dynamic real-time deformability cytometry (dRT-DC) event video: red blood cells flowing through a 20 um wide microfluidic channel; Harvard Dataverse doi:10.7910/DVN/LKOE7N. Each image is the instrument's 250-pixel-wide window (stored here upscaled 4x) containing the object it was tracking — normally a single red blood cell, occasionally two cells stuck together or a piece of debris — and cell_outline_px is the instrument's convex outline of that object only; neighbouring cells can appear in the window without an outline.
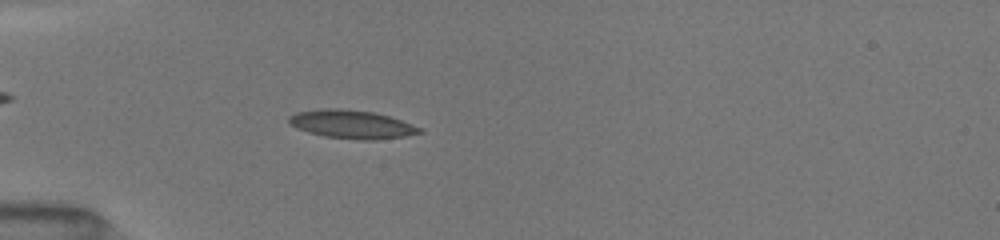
{"species": "common noctule bat (a hibernating species)", "species_latin": "Nyctalus noctula", "temperature_condition": "room temperature", "stored_images_in_passage": 51, "camera_frame_rate_fps": 3000, "um_per_image_px": 0.085, "animal": {"sex": "female", "body_mass_g": 19.5, "forearm_length_mm": 54.1}, "frame": {"image": 1, "passage_image": 16, "time_ms": 5.0, "image_size_px": [1000, 240], "cell_outline_px": [[424, 132], [404, 136], [376, 140], [360, 140], [324, 136], [308, 132], [296, 128], [288, 124], [288, 116], [296, 112], [320, 108], [336, 108], [372, 112], [388, 116], [424, 128]], "centroid_in_image_um": [29.87, 10.57], "position_along_channel_um": 55.1, "area_um2": 21.73}}
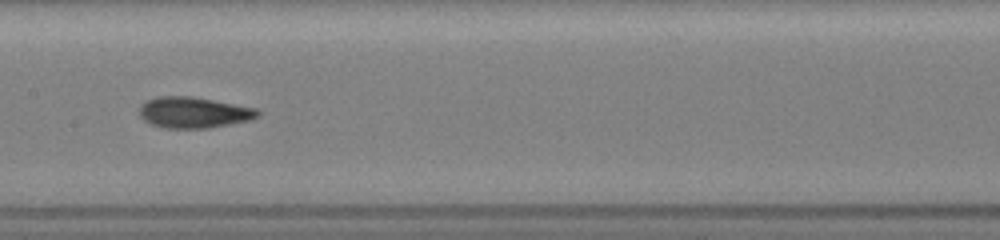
{"frame": {"image": 2, "passage_image": 27, "time_ms": 8.667, "image_size_px": [1000, 240], "cell_outline_px": [[260, 116], [248, 120], [208, 128], [164, 128], [152, 124], [144, 120], [140, 116], [140, 104], [156, 96], [192, 96], [256, 108], [260, 112]], "centroid_in_image_um": [16.44, 9.55], "position_along_channel_um": 191.0, "area_um2": 21.27}}
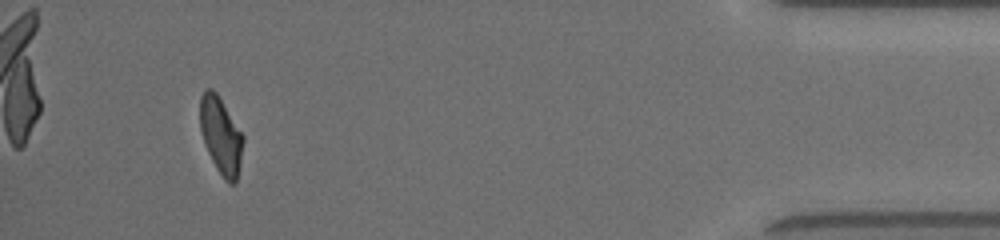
{"frame": {"image": 3, "passage_image": 48, "time_ms": 15.667, "image_size_px": [1000, 240], "cell_outline_px": [[244, 140], [240, 164], [236, 180], [232, 184], [228, 184], [224, 180], [216, 168], [208, 152], [200, 128], [200, 96], [208, 88], [212, 88], [216, 92], [244, 136]], "centroid_in_image_um": [18.78, 11.53], "position_along_channel_um": 416.4, "area_um2": 19.07}, "authors_computed_cell_mechanics": {"area_um2": 20.23, "velocity_mm_per_s": 4.0638, "shape_relaxation_time_tau1_ms": 5.9661, "shape_relaxation_time_tau2_ms": 1.4945, "deformation_change_tau1": 0.1707, "deformation_change_tau2": 0.0751}}